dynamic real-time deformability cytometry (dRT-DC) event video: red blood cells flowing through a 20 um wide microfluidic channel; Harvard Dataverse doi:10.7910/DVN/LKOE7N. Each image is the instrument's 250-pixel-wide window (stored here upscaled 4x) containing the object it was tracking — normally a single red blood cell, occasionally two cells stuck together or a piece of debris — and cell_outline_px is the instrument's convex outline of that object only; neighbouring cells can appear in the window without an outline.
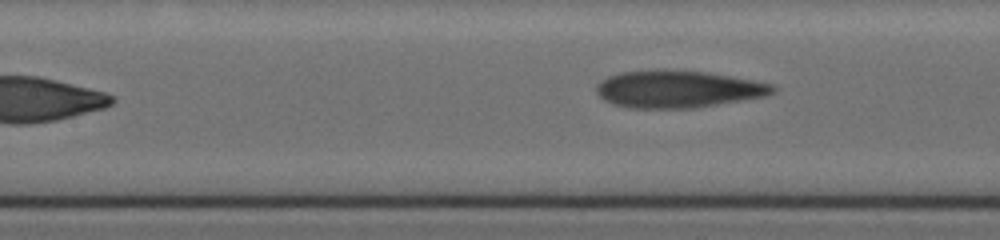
{"species": "human", "species_latin": "Homo sapiens", "temperature_condition": "cold", "stored_images_in_passage": 30, "segment_of_instrument_passage": [2, 2], "camera_frame_rate_fps": 3000, "um_per_image_px": 0.085, "donor": {"sex": "female"}, "frame": {"image": 1, "passage_image": 30, "time_ms": 11.0, "image_size_px": [1000, 240], "cell_outline_px": [[776, 92], [764, 96], [696, 108], [628, 108], [604, 100], [596, 92], [596, 84], [608, 76], [620, 72], [708, 72], [752, 80], [772, 84], [776, 88]], "centroid_in_image_um": [57.64, 7.61], "position_along_channel_um": 149.8, "area_um2": 37.28}}